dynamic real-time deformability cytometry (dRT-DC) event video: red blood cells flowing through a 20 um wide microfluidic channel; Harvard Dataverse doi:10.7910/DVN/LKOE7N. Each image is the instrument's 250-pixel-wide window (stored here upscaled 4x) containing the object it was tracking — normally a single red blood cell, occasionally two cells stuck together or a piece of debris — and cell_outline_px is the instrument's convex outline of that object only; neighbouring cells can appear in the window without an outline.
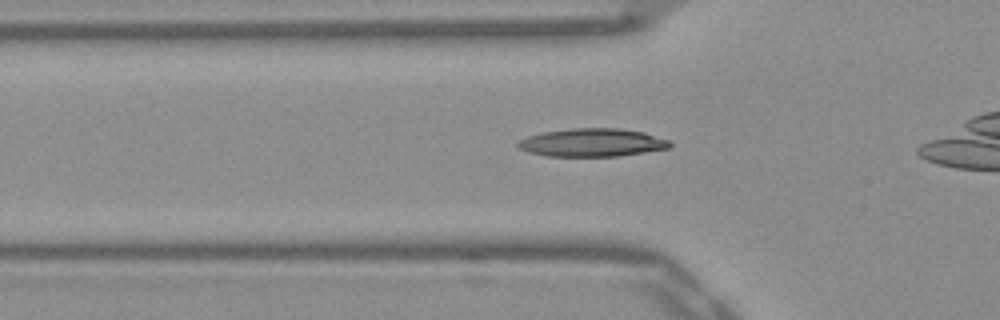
{"species": "Egyptian fruit bat (a non-hibernating species)", "species_latin": "Rousettus aegyptiacus", "temperature_condition": "warm", "stored_images_in_passage": 28, "camera_frame_rate_fps": 3000, "um_per_image_px": 0.085, "frame": {"image": 1, "passage_image": 3, "time_ms": 0.667, "image_size_px": [1000, 320], "cell_outline_px": [[672, 144], [668, 148], [644, 152], [616, 156], [548, 156], [528, 152], [516, 148], [516, 144], [520, 140], [528, 136], [540, 132], [572, 128], [620, 128], [644, 132], [668, 140]], "centroid_in_image_um": [50.28, 12.11], "position_along_channel_um": 75.5, "area_um2": 24.91}}
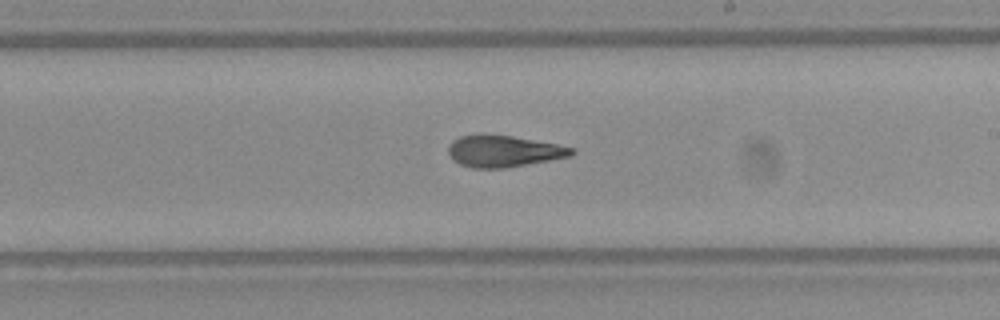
{"frame": {"image": 2, "passage_image": 16, "time_ms": 5.0, "image_size_px": [1000, 320], "cell_outline_px": [[576, 152], [572, 156], [504, 168], [472, 168], [460, 164], [452, 160], [448, 152], [448, 144], [452, 140], [460, 136], [480, 132], [512, 136], [556, 144], [572, 148]], "centroid_in_image_um": [42.73, 12.83], "position_along_channel_um": 246.3, "area_um2": 23.0}}
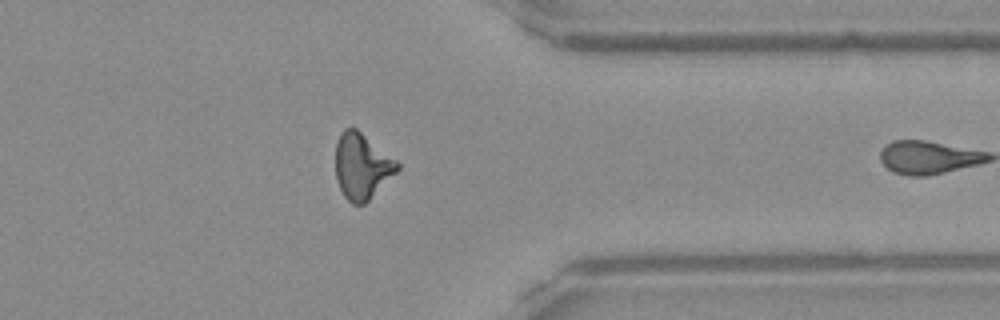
{"frame": {"image": 3, "passage_image": 27, "time_ms": 8.667, "image_size_px": [1000, 320], "cell_outline_px": [[400, 168], [364, 204], [352, 204], [344, 196], [336, 180], [336, 144], [340, 132], [344, 128], [356, 128], [396, 160], [400, 164]], "centroid_in_image_um": [30.74, 14.12], "position_along_channel_um": 380.7, "area_um2": 23.35}}